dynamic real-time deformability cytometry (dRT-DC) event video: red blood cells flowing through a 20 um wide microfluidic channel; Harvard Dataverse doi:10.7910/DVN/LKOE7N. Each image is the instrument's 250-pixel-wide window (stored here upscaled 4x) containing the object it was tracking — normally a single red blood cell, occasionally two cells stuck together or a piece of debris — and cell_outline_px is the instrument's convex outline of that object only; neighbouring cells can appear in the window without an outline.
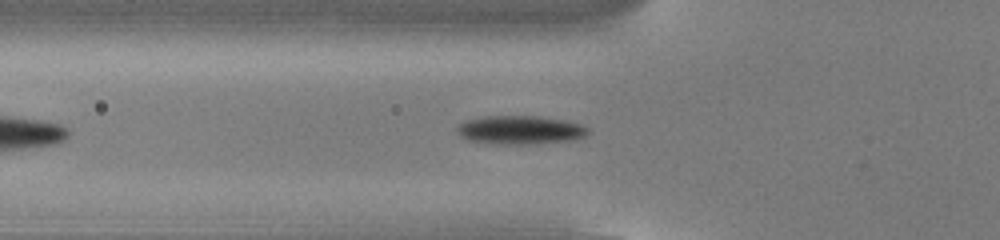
{"species": "common noctule bat (a hibernating species)", "species_latin": "Nyctalus noctula", "temperature_condition": "cold", "stored_images_in_passage": 38, "camera_frame_rate_fps": 3000, "um_per_image_px": 0.085, "animal": {"sex": "male", "body_mass_g": 13.0, "forearm_length_mm": 53.1}, "frame": {"image": 1, "passage_image": 6, "time_ms": 1.667, "image_size_px": [1000, 240], "cell_outline_px": [[588, 132], [584, 136], [572, 140], [524, 144], [496, 144], [468, 140], [460, 136], [456, 132], [456, 124], [464, 120], [484, 116], [540, 116], [564, 120], [580, 124], [588, 128]], "centroid_in_image_um": [44.13, 11.03], "position_along_channel_um": 81.7, "area_um2": 21.91}}
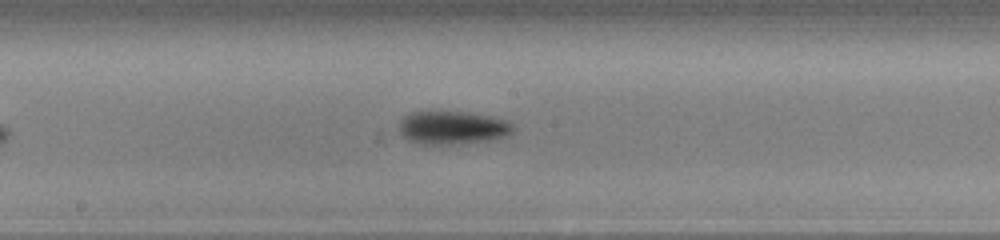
{"frame": {"image": 2, "passage_image": 16, "time_ms": 5.0, "image_size_px": [1000, 240], "cell_outline_px": [[516, 128], [508, 136], [492, 140], [460, 144], [420, 144], [408, 140], [400, 136], [396, 128], [396, 124], [404, 116], [412, 112], [464, 112], [492, 116], [508, 120]], "centroid_in_image_um": [38.44, 10.86], "position_along_channel_um": 209.8, "area_um2": 22.66}}
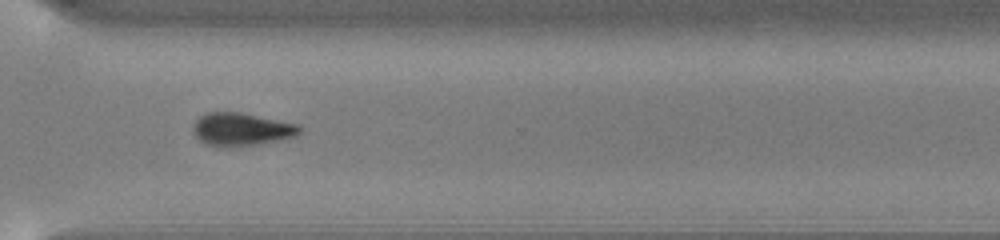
{"frame": {"image": 3, "passage_image": 27, "time_ms": 8.667, "image_size_px": [1000, 240], "cell_outline_px": [[300, 132], [296, 136], [280, 140], [256, 144], [216, 148], [204, 144], [196, 136], [192, 128], [196, 120], [200, 116], [208, 112], [240, 112], [300, 124]], "centroid_in_image_um": [20.51, 11.0], "position_along_channel_um": 350.1, "area_um2": 20.58}, "authors_computed_cell_mechanics": {"area_um2": 20.6924, "velocity_mm_per_s": 3.8272, "shape_relaxation_time_tau1_ms": 1.9592, "shape_relaxation_time_tau2_ms": null, "deformation_change_tau1": 0.1021, "deformation_change_tau2": null}}